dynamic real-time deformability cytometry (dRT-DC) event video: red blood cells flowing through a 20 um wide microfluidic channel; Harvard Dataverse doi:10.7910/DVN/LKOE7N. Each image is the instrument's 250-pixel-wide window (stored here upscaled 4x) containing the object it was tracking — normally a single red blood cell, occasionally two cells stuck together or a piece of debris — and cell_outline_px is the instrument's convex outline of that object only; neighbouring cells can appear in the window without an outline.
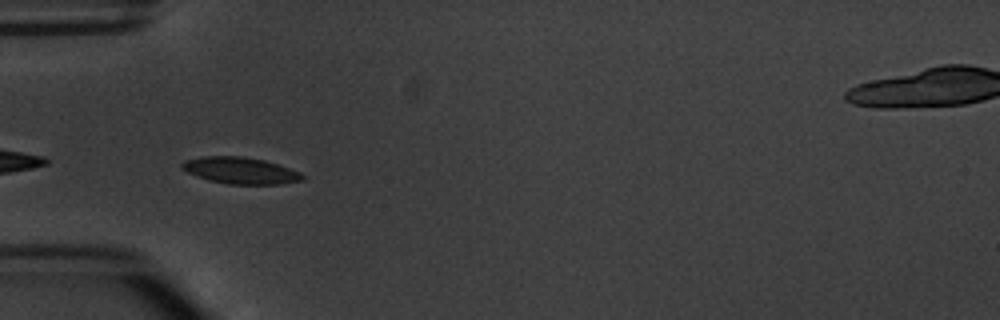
{"species": "common noctule bat (a hibernating species)", "species_latin": "Nyctalus noctula", "temperature_condition": "warm", "stored_images_in_passage": 7, "camera_frame_rate_fps": 3000, "um_per_image_px": 0.085, "animal": {"sex": "male", "body_mass_g": 20.1, "forearm_length_mm": 53.5}, "frame": {"image": 1, "passage_image": 5, "time_ms": 5.667, "image_size_px": [1000, 320], "cell_outline_px": [[304, 180], [280, 184], [228, 184], [208, 180], [196, 176], [180, 168], [180, 164], [184, 160], [204, 156], [240, 156], [264, 160], [300, 172], [304, 176]], "centroid_in_image_um": [20.4, 14.5], "position_along_channel_um": 64.6, "area_um2": 18.61}}